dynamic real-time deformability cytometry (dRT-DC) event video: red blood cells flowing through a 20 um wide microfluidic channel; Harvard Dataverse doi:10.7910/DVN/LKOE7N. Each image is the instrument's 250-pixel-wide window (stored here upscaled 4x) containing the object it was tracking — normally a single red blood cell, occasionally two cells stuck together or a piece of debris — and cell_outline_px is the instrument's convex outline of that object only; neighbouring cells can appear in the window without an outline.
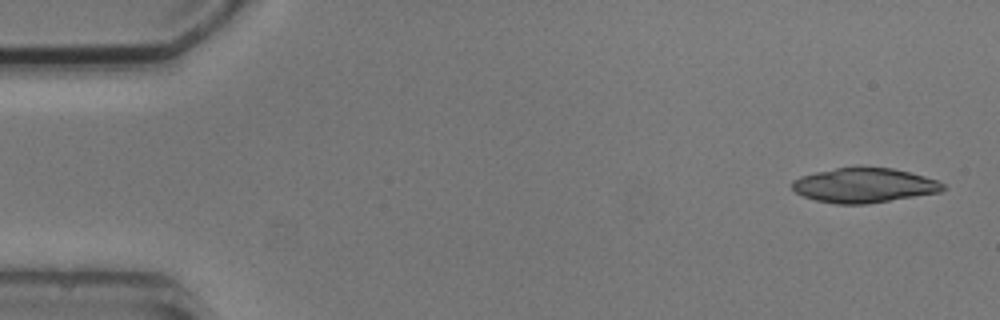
{"species": "common noctule bat (a hibernating species)", "species_latin": "Nyctalus noctula", "temperature_condition": "cold", "stored_images_in_passage": 5, "segment_of_instrument_passage": [1, 2], "camera_frame_rate_fps": 3000, "um_per_image_px": 0.085, "animal": {"sex": "male", "body_mass_g": 20.5, "forearm_length_mm": 52.5}, "frame": {"image": 1, "passage_image": 1, "time_ms": 0.0, "image_size_px": [1000, 320], "cell_outline_px": [[948, 188], [940, 192], [864, 204], [836, 204], [816, 200], [804, 196], [796, 192], [792, 188], [792, 180], [800, 176], [816, 172], [836, 168], [892, 168], [924, 176], [936, 180], [944, 184]], "centroid_in_image_um": [73.44, 15.76], "position_along_channel_um": 11.6, "area_um2": 30.0}}